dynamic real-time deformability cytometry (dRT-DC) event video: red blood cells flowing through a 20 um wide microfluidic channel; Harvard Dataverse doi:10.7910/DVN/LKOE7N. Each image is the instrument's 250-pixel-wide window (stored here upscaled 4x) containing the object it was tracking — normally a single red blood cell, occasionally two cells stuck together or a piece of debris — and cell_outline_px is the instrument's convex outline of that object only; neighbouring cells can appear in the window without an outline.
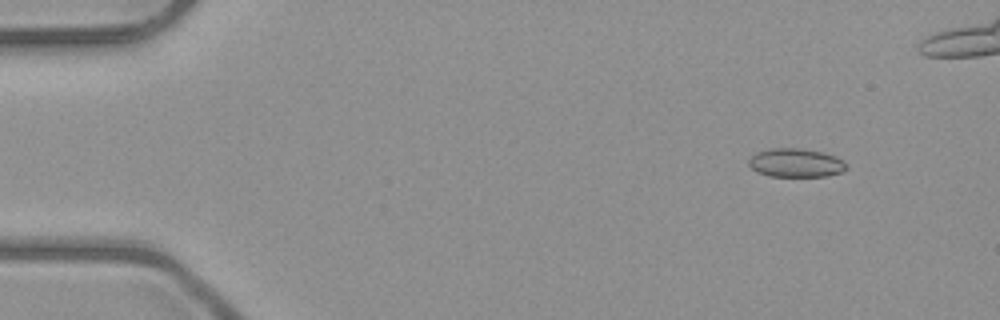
{"species": "common noctule bat (a hibernating species)", "species_latin": "Nyctalus noctula", "temperature_condition": "room temperature", "stored_images_in_passage": 5, "camera_frame_rate_fps": 3000, "um_per_image_px": 0.085, "animal": {"sex": "male", "body_mass_g": 23.1, "forearm_length_mm": 52.7}, "frame": {"image": 1, "passage_image": 2, "time_ms": 1.0, "image_size_px": [1000, 320], "cell_outline_px": [[848, 168], [840, 172], [828, 176], [768, 176], [756, 172], [748, 164], [748, 160], [756, 152], [768, 148], [800, 148], [820, 152], [836, 156], [844, 160], [848, 164]], "centroid_in_image_um": [67.64, 13.84], "position_along_channel_um": 17.4, "area_um2": 16.47}}